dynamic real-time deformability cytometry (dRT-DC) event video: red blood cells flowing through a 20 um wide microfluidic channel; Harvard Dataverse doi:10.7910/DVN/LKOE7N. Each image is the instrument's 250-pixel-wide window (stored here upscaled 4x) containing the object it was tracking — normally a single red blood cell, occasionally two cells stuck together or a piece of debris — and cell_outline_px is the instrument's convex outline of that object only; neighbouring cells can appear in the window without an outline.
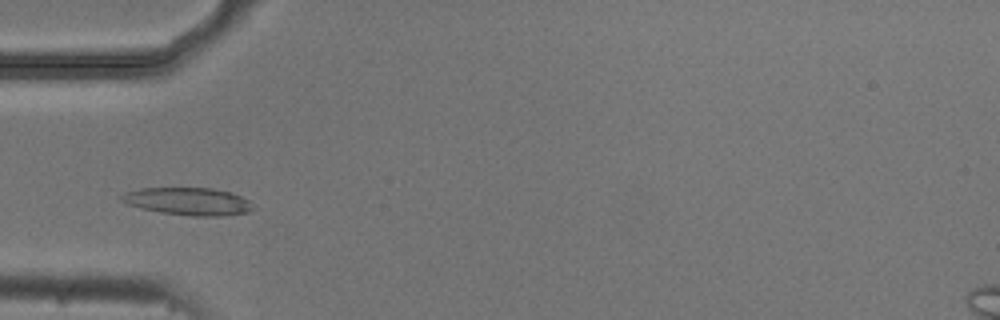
{"species": "common noctule bat (a hibernating species)", "species_latin": "Nyctalus noctula", "temperature_condition": "cold", "stored_images_in_passage": 8, "camera_frame_rate_fps": 3000, "um_per_image_px": 0.085, "animal": {"sex": "male", "body_mass_g": 20.5, "forearm_length_mm": 52.5}, "frame": {"image": 1, "passage_image": 4, "time_ms": 1.0, "image_size_px": [1000, 320], "cell_outline_px": [[256, 208], [248, 212], [220, 216], [196, 216], [160, 212], [140, 208], [128, 204], [120, 200], [120, 196], [124, 192], [140, 188], [212, 188], [232, 192], [248, 200]], "centroid_in_image_um": [16.0, 17.11], "position_along_channel_um": 69.0, "area_um2": 21.15}}
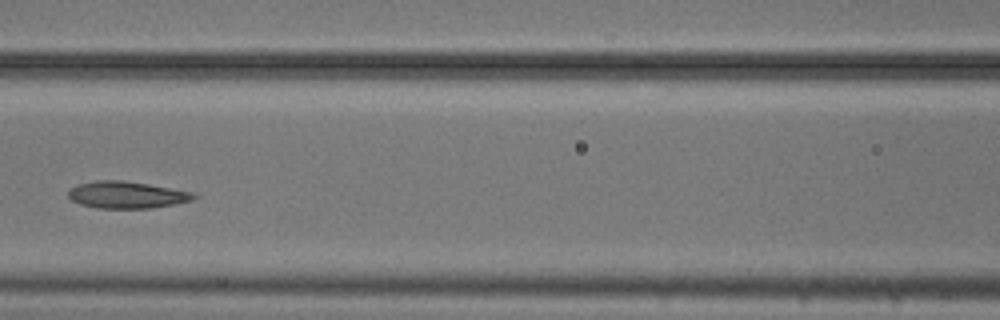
{"frame": {"image": 2, "passage_image": 6, "time_ms": 1.667, "image_size_px": [1000, 320], "cell_outline_px": [[200, 196], [192, 200], [176, 204], [152, 208], [96, 208], [80, 204], [72, 200], [68, 196], [68, 192], [76, 184], [96, 180], [124, 180], [196, 192]], "centroid_in_image_um": [10.82, 16.56], "position_along_channel_um": 155.8, "area_um2": 19.94}}
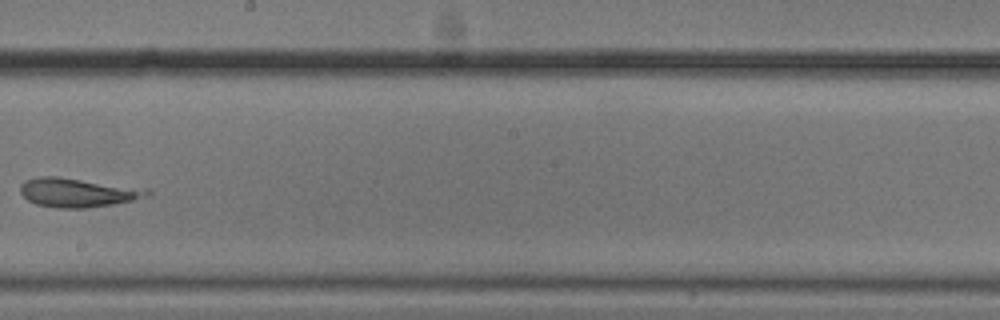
{"frame": {"image": 3, "passage_image": 8, "time_ms": 2.333, "image_size_px": [1000, 320], "cell_outline_px": [[152, 196], [112, 204], [88, 208], [56, 208], [36, 204], [28, 200], [20, 192], [20, 184], [24, 180], [36, 176], [56, 176], [148, 188], [152, 192]], "centroid_in_image_um": [6.63, 16.35], "position_along_channel_um": 241.6, "area_um2": 21.79}}